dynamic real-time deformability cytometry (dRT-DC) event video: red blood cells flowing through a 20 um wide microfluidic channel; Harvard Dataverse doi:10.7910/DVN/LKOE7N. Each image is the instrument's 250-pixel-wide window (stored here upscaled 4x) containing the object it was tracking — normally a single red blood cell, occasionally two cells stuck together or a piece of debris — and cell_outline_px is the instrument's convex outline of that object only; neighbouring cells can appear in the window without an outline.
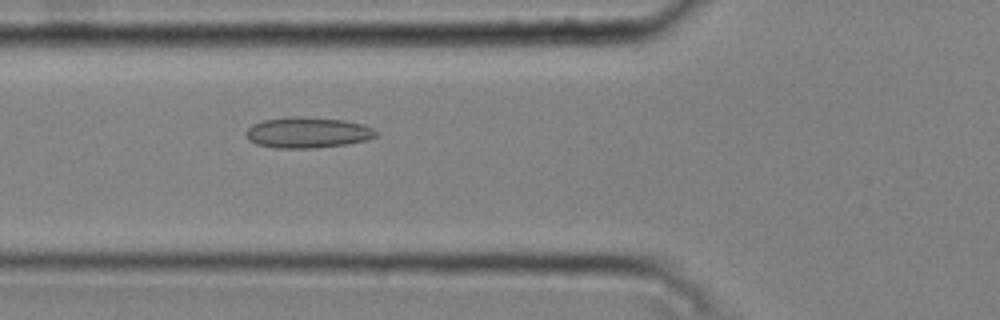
{"species": "common noctule bat (a hibernating species)", "species_latin": "Nyctalus noctula", "temperature_condition": "cold", "stored_images_in_passage": 46, "camera_frame_rate_fps": 3000, "um_per_image_px": 0.085, "animal": {"sex": "male", "body_mass_g": 20.4}, "frame": {"image": 1, "passage_image": 19, "time_ms": 6.0, "image_size_px": [1000, 320], "cell_outline_px": [[376, 136], [364, 140], [344, 144], [316, 148], [276, 148], [256, 144], [248, 140], [244, 132], [252, 124], [264, 120], [292, 116], [300, 116], [344, 120], [364, 124], [372, 128], [376, 132]], "centroid_in_image_um": [26.09, 11.26], "position_along_channel_um": 99.7, "area_um2": 23.29}}
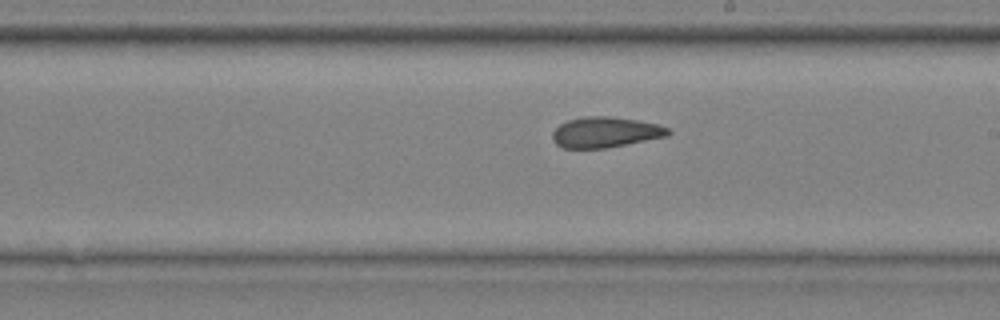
{"frame": {"image": 2, "passage_image": 30, "time_ms": 9.667, "image_size_px": [1000, 320], "cell_outline_px": [[672, 132], [668, 136], [604, 148], [564, 148], [556, 144], [552, 140], [552, 132], [560, 124], [568, 120], [584, 116], [608, 116], [636, 120], [656, 124], [668, 128]], "centroid_in_image_um": [51.43, 11.24], "position_along_channel_um": 237.6, "area_um2": 20.46}}
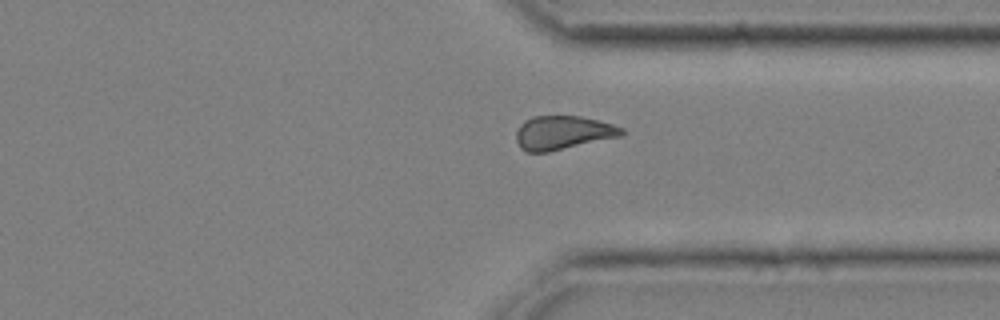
{"frame": {"image": 3, "passage_image": 40, "time_ms": 13.0, "image_size_px": [1000, 320], "cell_outline_px": [[624, 132], [620, 136], [548, 152], [524, 152], [520, 148], [516, 140], [516, 132], [520, 124], [524, 120], [532, 116], [580, 116], [612, 124], [624, 128]], "centroid_in_image_um": [47.79, 11.28], "position_along_channel_um": 363.6, "area_um2": 20.69}, "authors_computed_cell_mechanics": {"area_um2": 21.9351, "velocity_mm_per_s": 3.7582, "shape_relaxation_time_tau1_ms": null, "shape_relaxation_time_tau2_ms": 3.0206, "deformation_change_tau1": null, "deformation_change_tau2": 0.0995}}